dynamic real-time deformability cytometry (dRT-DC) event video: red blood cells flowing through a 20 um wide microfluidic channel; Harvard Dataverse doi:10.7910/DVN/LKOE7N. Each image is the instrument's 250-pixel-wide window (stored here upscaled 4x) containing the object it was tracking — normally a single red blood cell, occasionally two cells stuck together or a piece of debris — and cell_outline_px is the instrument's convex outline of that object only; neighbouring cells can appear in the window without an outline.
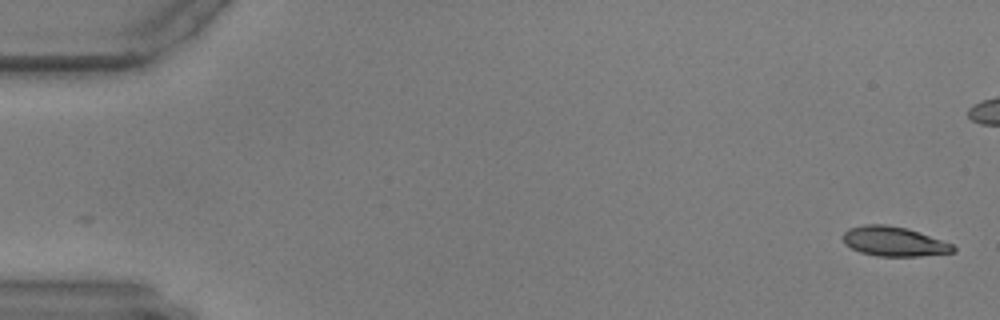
{"species": "common noctule bat (a hibernating species)", "species_latin": "Nyctalus noctula", "temperature_condition": "warm", "stored_images_in_passage": 58, "camera_frame_rate_fps": 3000, "um_per_image_px": 0.085, "animal": {"sex": "male", "body_mass_g": 17.9, "forearm_length_mm": 54.2}, "frame": {"image": 1, "passage_image": 1, "time_ms": 0.0, "image_size_px": [1000, 320], "cell_outline_px": [[956, 252], [920, 256], [876, 256], [860, 252], [844, 244], [840, 236], [848, 228], [864, 224], [888, 224], [908, 228], [920, 232], [952, 244], [956, 248]], "centroid_in_image_um": [75.95, 20.51], "position_along_channel_um": 9.1, "area_um2": 19.31}}
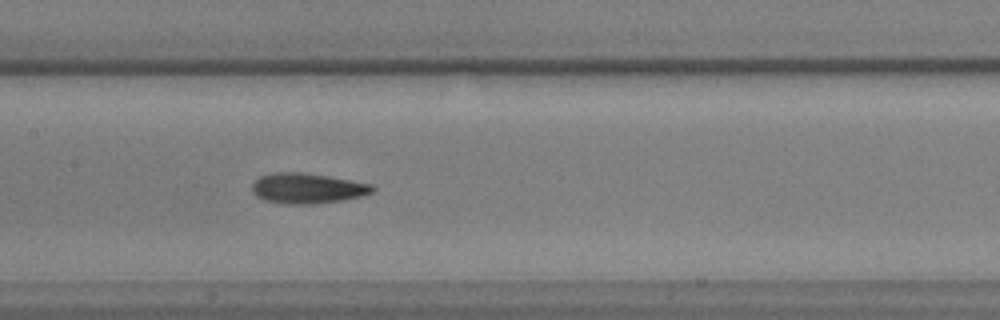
{"frame": {"image": 2, "passage_image": 28, "time_ms": 9.0, "image_size_px": [1000, 320], "cell_outline_px": [[376, 188], [372, 192], [360, 196], [344, 200], [312, 204], [288, 204], [264, 200], [256, 196], [252, 192], [252, 184], [260, 176], [272, 172], [300, 172], [328, 176], [372, 184]], "centroid_in_image_um": [26.11, 16.0], "position_along_channel_um": 181.3, "area_um2": 21.27}}
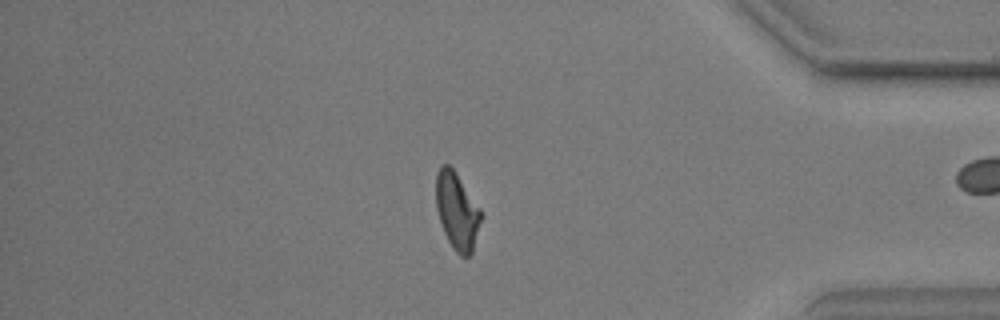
{"frame": {"image": 3, "passage_image": 49, "time_ms": 16.0, "image_size_px": [1000, 320], "cell_outline_px": [[480, 220], [472, 252], [468, 256], [460, 256], [452, 248], [444, 232], [436, 208], [436, 172], [440, 164], [448, 164], [456, 172], [480, 208]], "centroid_in_image_um": [38.81, 17.9], "position_along_channel_um": 396.4, "area_um2": 19.94}}